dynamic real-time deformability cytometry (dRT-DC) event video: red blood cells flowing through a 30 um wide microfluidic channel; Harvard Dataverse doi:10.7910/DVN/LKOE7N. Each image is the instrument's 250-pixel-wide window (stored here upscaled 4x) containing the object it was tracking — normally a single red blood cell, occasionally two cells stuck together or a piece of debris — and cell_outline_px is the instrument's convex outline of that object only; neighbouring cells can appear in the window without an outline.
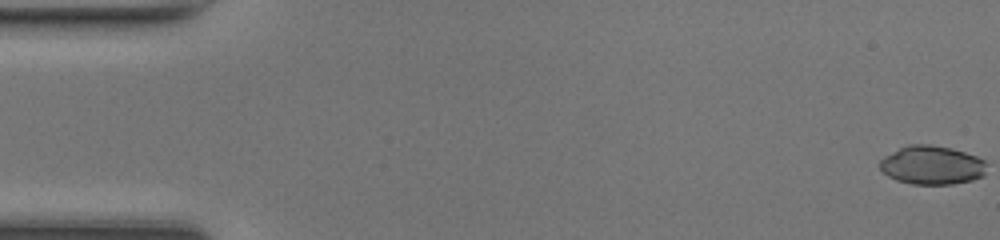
{"species": "common noctule bat (a hibernating species)", "species_latin": "Nyctalus noctula", "temperature_condition": "room temperature", "stored_images_in_passage": 48, "camera_frame_rate_fps": 3000, "um_per_image_px": 0.085, "animal": {"sex": "female", "body_mass_g": 17.0, "forearm_length_mm": 48.0}, "frame": {"image": 1, "passage_image": 1, "time_ms": 0.0, "image_size_px": [1000, 240], "cell_outline_px": [[984, 176], [972, 180], [952, 184], [912, 184], [896, 180], [888, 176], [880, 168], [880, 160], [884, 156], [908, 144], [928, 144], [952, 148], [976, 156], [984, 160]], "centroid_in_image_um": [79.19, 14.03], "position_along_channel_um": 5.8, "area_um2": 23.99}}
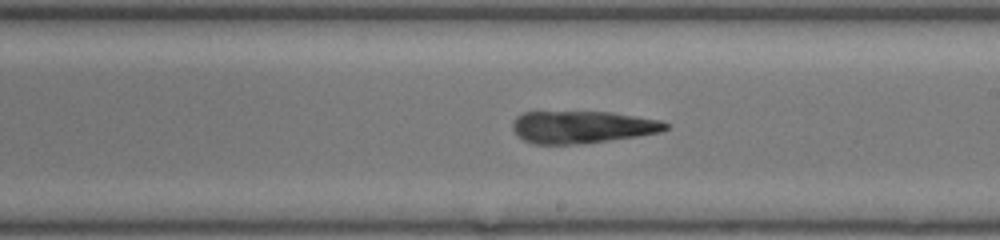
{"frame": {"image": 2, "passage_image": 28, "time_ms": 9.0, "image_size_px": [1000, 240], "cell_outline_px": [[668, 128], [660, 132], [636, 136], [580, 144], [532, 144], [516, 136], [512, 128], [512, 124], [516, 116], [524, 112], [612, 112], [660, 120], [668, 124]], "centroid_in_image_um": [49.44, 10.8], "position_along_channel_um": 239.6, "area_um2": 28.78}}
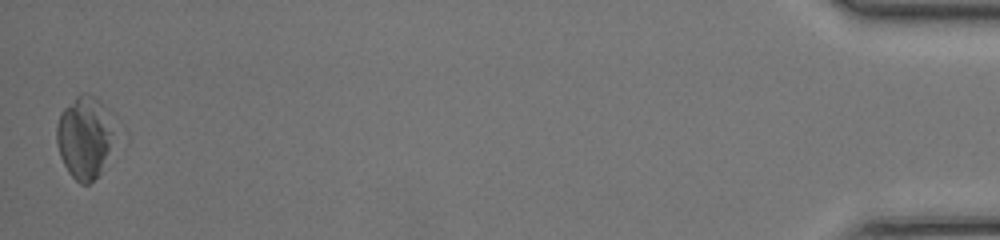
{"frame": {"image": 3, "passage_image": 48, "time_ms": 15.667, "image_size_px": [1000, 240], "cell_outline_px": [[112, 132], [108, 148], [100, 176], [88, 184], [80, 184], [68, 172], [60, 156], [56, 144], [56, 124], [60, 112], [80, 92], [88, 92], [108, 108]], "centroid_in_image_um": [7.12, 11.65], "position_along_channel_um": 428.1, "area_um2": 27.51}, "authors_computed_cell_mechanics": {"area_um2": 28.2353, "velocity_mm_per_s": 4.3335, "shape_relaxation_time_tau1_ms": 8.0571, "shape_relaxation_time_tau2_ms": 2.7252, "deformation_change_tau1": 0.2414, "deformation_change_tau2": 0.1041}}